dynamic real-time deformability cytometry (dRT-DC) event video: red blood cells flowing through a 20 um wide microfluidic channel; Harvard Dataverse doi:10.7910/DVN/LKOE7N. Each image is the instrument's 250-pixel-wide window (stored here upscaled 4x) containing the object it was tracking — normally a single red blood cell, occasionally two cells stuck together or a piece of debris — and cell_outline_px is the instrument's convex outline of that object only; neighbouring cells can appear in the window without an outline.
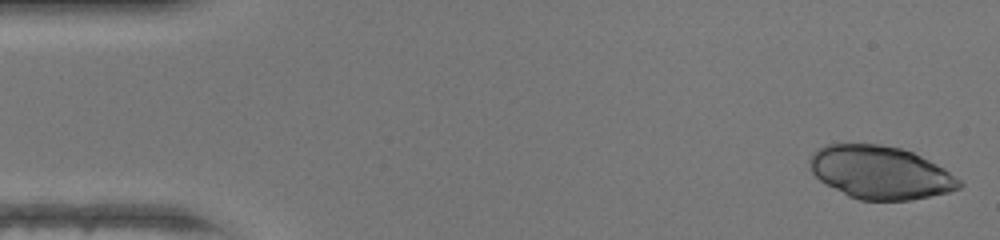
{"species": "human", "species_latin": "Homo sapiens", "temperature_condition": "warm", "stored_images_in_passage": 46, "camera_frame_rate_fps": 3000, "um_per_image_px": 0.085, "donor": {"sex": "female"}, "frame": {"image": 1, "passage_image": 1, "time_ms": 0.0, "image_size_px": [1000, 240], "cell_outline_px": [[964, 184], [960, 188], [948, 192], [912, 200], [860, 200], [848, 196], [820, 180], [812, 172], [808, 160], [812, 152], [816, 148], [824, 144], [880, 144], [900, 148], [912, 152], [944, 168], [960, 180]], "centroid_in_image_um": [74.8, 14.65], "position_along_channel_um": 10.2, "area_um2": 46.12}}
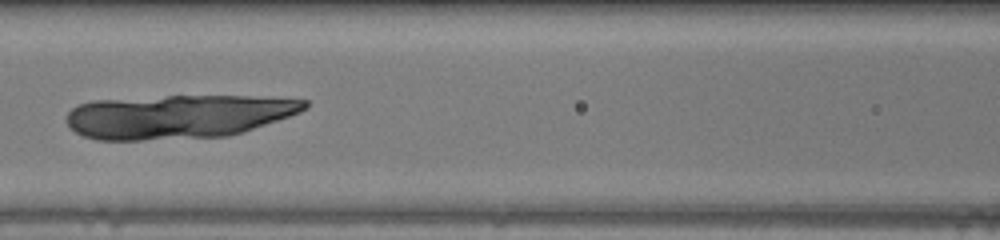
{"frame": {"image": 2, "passage_image": 20, "time_ms": 6.333, "image_size_px": [1000, 240], "cell_outline_px": [[308, 108], [300, 112], [244, 132], [228, 136], [144, 140], [96, 140], [84, 136], [76, 132], [68, 124], [68, 112], [76, 104], [92, 100], [168, 96], [248, 96], [308, 100]], "centroid_in_image_um": [15.11, 9.9], "position_along_channel_um": 151.5, "area_um2": 60.81}}
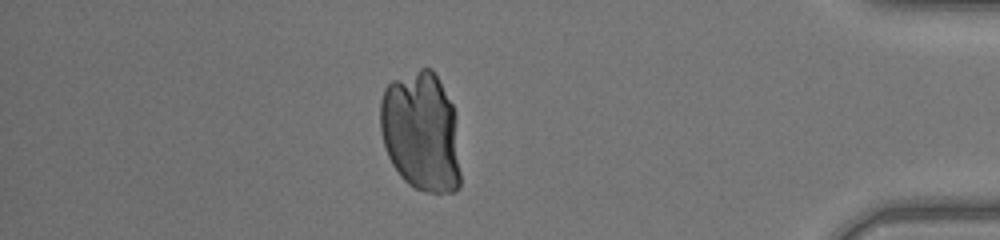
{"frame": {"image": 3, "passage_image": 40, "time_ms": 13.0, "image_size_px": [1000, 240], "cell_outline_px": [[460, 188], [456, 192], [428, 192], [416, 188], [408, 184], [400, 176], [392, 164], [384, 148], [380, 128], [380, 100], [384, 88], [392, 80], [420, 68], [432, 68], [452, 104], [456, 112], [460, 172]], "centroid_in_image_um": [35.8, 11.2], "position_along_channel_um": 399.4, "area_um2": 56.7}}